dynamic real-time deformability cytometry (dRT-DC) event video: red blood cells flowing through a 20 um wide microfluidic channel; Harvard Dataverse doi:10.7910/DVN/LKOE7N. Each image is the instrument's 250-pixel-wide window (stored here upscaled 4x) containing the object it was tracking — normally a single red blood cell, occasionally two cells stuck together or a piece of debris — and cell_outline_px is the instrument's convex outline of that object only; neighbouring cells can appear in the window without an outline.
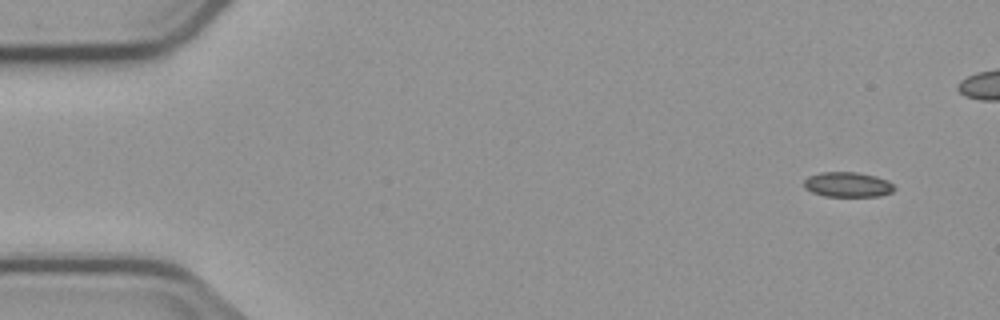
{"species": "common noctule bat (a hibernating species)", "species_latin": "Nyctalus noctula", "temperature_condition": "cold", "stored_images_in_passage": 2, "segment_of_instrument_passage": [2, 2], "camera_frame_rate_fps": 3000, "um_per_image_px": 0.085, "animal": {"sex": "male", "body_mass_g": 23.1, "forearm_length_mm": 52.7}, "frame": {"image": 1, "passage_image": 2, "time_ms": 2.0, "image_size_px": [1000, 320], "cell_outline_px": [[896, 188], [892, 192], [880, 196], [824, 196], [812, 192], [804, 188], [804, 180], [808, 176], [820, 172], [856, 172], [876, 176], [888, 180]], "centroid_in_image_um": [72.05, 15.68], "position_along_channel_um": 13.0, "area_um2": 13.24}}